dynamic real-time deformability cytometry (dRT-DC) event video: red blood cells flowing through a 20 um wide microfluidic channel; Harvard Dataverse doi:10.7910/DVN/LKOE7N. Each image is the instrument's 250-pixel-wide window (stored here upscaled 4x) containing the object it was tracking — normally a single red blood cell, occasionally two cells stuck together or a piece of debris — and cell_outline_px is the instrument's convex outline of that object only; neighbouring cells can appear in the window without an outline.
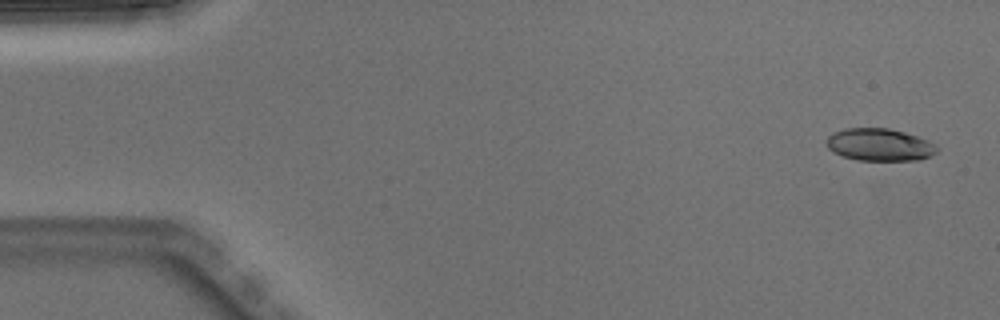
{"species": "Egyptian fruit bat (a non-hibernating species)", "species_latin": "Rousettus aegyptiacus", "temperature_condition": "warm", "stored_images_in_passage": 6, "camera_frame_rate_fps": 3000, "um_per_image_px": 0.085, "animal": {"sex": "male"}, "frame": {"image": 1, "passage_image": 1, "time_ms": 0.0, "image_size_px": [1000, 320], "cell_outline_px": [[936, 152], [920, 160], [860, 160], [844, 156], [828, 148], [824, 144], [828, 136], [832, 132], [844, 128], [888, 128], [904, 132], [928, 140], [936, 144]], "centroid_in_image_um": [74.73, 12.29], "position_along_channel_um": 10.3, "area_um2": 20.75}}
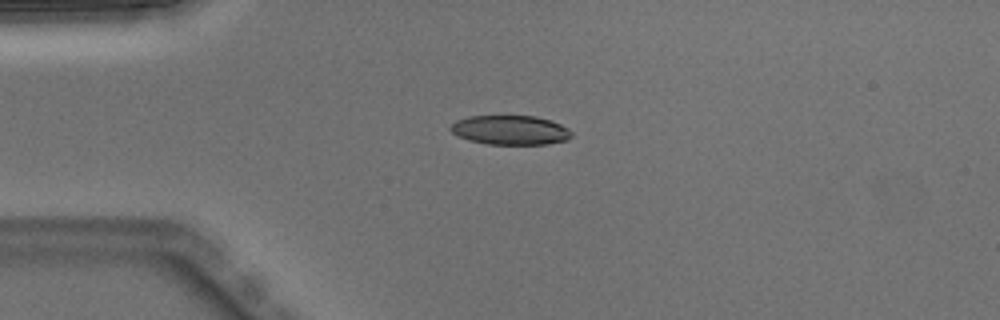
{"frame": {"image": 2, "passage_image": 3, "time_ms": 0.667, "image_size_px": [1000, 320], "cell_outline_px": [[572, 136], [568, 140], [548, 144], [488, 144], [468, 140], [452, 132], [448, 128], [456, 120], [468, 116], [536, 116], [552, 120], [568, 128], [572, 132]], "centroid_in_image_um": [43.4, 11.05], "position_along_channel_um": 41.6, "area_um2": 20.81}}
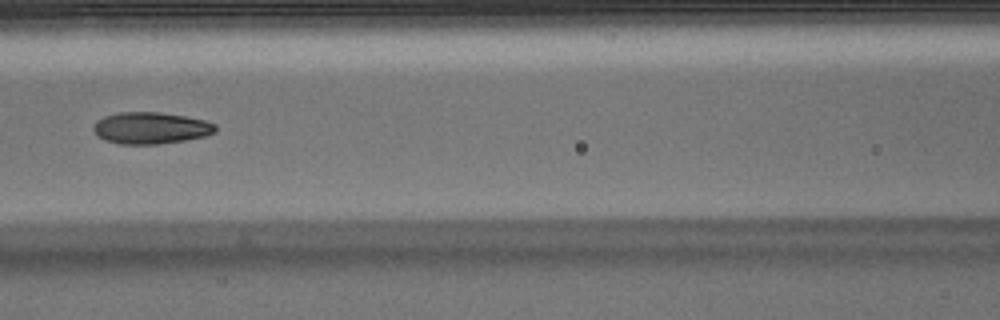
{"frame": {"image": 3, "passage_image": 6, "time_ms": 1.667, "image_size_px": [1000, 320], "cell_outline_px": [[216, 132], [204, 136], [184, 140], [160, 144], [120, 144], [104, 140], [96, 136], [92, 128], [96, 120], [104, 116], [120, 112], [160, 112], [184, 116], [204, 120], [216, 124]], "centroid_in_image_um": [12.77, 10.88], "position_along_channel_um": 153.8, "area_um2": 22.66}}